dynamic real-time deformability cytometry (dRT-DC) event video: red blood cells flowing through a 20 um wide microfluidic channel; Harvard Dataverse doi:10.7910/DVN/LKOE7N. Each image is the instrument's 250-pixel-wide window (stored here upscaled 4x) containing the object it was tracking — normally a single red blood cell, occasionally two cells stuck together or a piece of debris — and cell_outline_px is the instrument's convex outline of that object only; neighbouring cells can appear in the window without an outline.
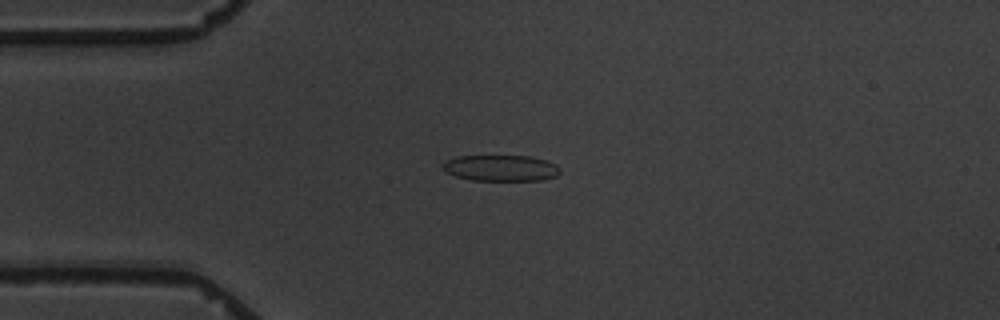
{"species": "common noctule bat (a hibernating species)", "species_latin": "Nyctalus noctula", "temperature_condition": "warm", "stored_images_in_passage": 21, "camera_frame_rate_fps": 3000, "um_per_image_px": 0.085, "animal": {"sex": "male", "body_mass_g": 19.5, "forearm_length_mm": 54.6}, "frame": {"image": 1, "passage_image": 3, "time_ms": 3.333, "image_size_px": [1000, 320], "cell_outline_px": [[560, 172], [556, 176], [544, 180], [472, 180], [456, 176], [444, 172], [440, 168], [440, 164], [444, 160], [456, 156], [532, 156], [548, 160], [556, 164], [560, 168]], "centroid_in_image_um": [42.53, 14.27], "position_along_channel_um": 42.5, "area_um2": 18.21}}
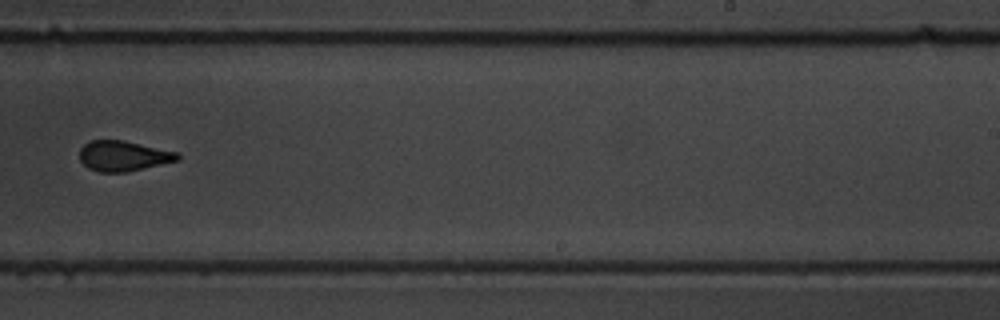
{"frame": {"image": 2, "passage_image": 9, "time_ms": 10.667, "image_size_px": [1000, 320], "cell_outline_px": [[180, 160], [124, 172], [100, 172], [88, 168], [80, 160], [80, 148], [88, 140], [124, 140], [180, 152]], "centroid_in_image_um": [10.5, 13.24], "position_along_channel_um": 278.5, "area_um2": 17.4}}
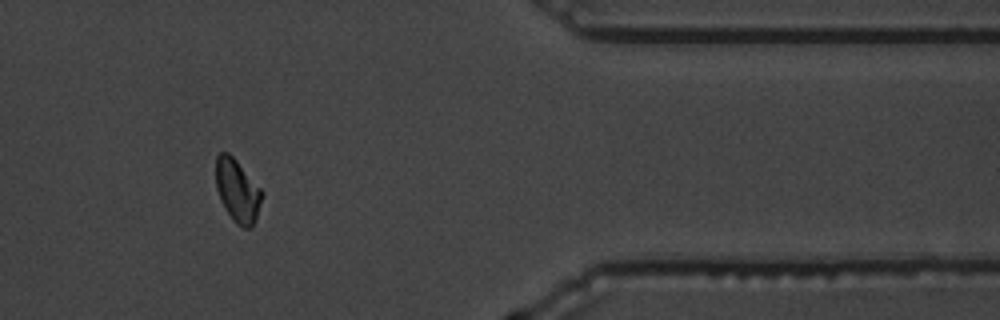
{"frame": {"image": 3, "passage_image": 19, "time_ms": 23.667, "image_size_px": [1000, 320], "cell_outline_px": [[264, 192], [256, 220], [252, 228], [244, 228], [236, 224], [232, 220], [224, 208], [220, 200], [216, 188], [216, 156], [220, 152], [228, 152], [236, 160]], "centroid_in_image_um": [20.18, 16.24], "position_along_channel_um": 391.2, "area_um2": 17.05}}